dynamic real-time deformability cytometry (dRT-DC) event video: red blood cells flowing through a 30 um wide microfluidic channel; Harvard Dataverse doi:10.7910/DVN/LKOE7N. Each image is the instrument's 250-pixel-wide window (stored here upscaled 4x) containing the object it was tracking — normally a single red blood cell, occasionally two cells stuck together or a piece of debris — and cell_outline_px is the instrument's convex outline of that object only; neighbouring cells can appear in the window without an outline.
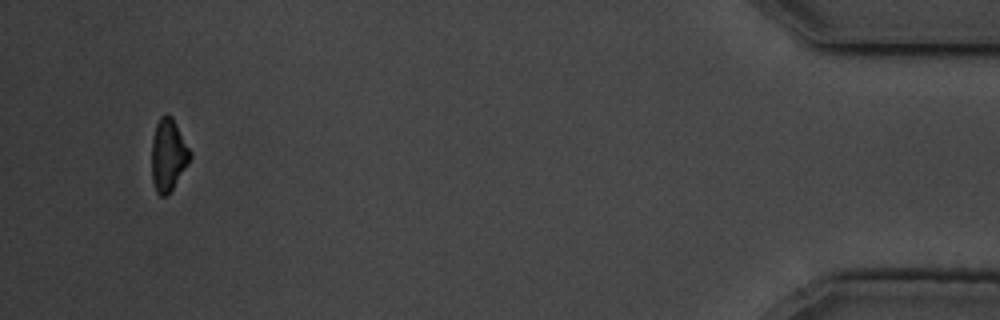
{"species": "common noctule bat (a hibernating species)", "species_latin": "Nyctalus noctula", "temperature_condition": "cold", "stored_images_in_passage": 15, "camera_frame_rate_fps": 3000, "um_per_image_px": 0.085, "animal": {"sex": "male", "body_mass_g": 19.5, "forearm_length_mm": 54.6}, "frame": {"image": 1, "passage_image": 15, "time_ms": 17.333, "image_size_px": [1000, 320], "cell_outline_px": [[192, 156], [188, 164], [172, 188], [164, 196], [160, 196], [156, 192], [152, 180], [152, 140], [156, 124], [160, 116], [172, 116], [192, 152]], "centroid_in_image_um": [14.31, 13.16], "position_along_channel_um": 420.9, "area_um2": 16.01}}